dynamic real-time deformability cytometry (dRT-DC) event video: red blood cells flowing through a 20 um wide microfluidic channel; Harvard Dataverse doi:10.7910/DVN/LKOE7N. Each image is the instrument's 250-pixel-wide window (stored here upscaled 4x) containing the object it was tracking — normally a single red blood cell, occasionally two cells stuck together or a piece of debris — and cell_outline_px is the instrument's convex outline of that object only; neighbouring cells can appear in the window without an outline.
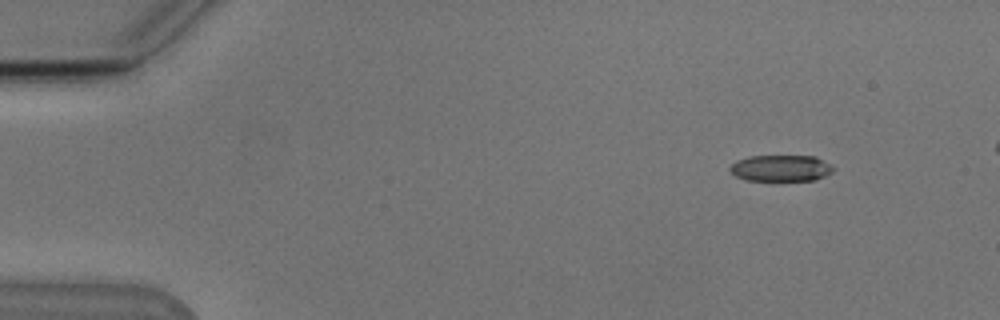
{"species": "Egyptian fruit bat (a non-hibernating species)", "species_latin": "Rousettus aegyptiacus", "temperature_condition": "cold", "stored_images_in_passage": 47, "camera_frame_rate_fps": 3000, "um_per_image_px": 0.085, "animal": {"sex": "male"}, "frame": {"image": 1, "passage_image": 1, "time_ms": 0.0, "image_size_px": [1000, 320], "cell_outline_px": [[836, 168], [832, 172], [816, 180], [744, 180], [736, 176], [728, 168], [736, 160], [748, 156], [816, 156]], "centroid_in_image_um": [66.38, 14.29], "position_along_channel_um": 18.6, "area_um2": 15.9}}
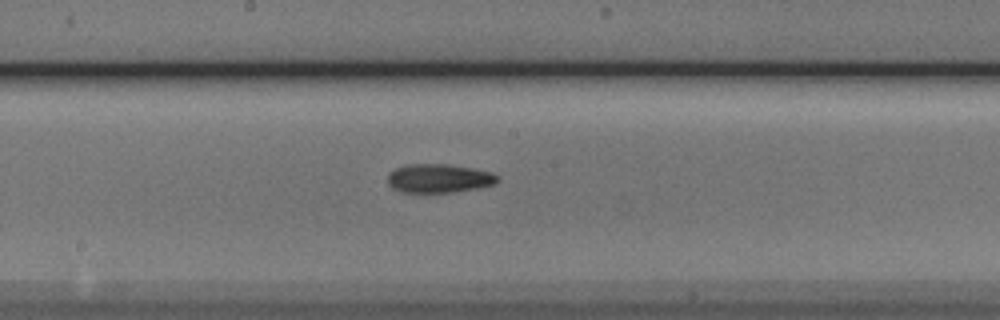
{"frame": {"image": 2, "passage_image": 24, "time_ms": 7.667, "image_size_px": [1000, 320], "cell_outline_px": [[500, 180], [496, 184], [476, 188], [452, 192], [400, 192], [392, 188], [388, 184], [388, 172], [404, 164], [448, 164], [472, 168], [492, 172], [500, 176]], "centroid_in_image_um": [37.31, 15.15], "position_along_channel_um": 210.9, "area_um2": 18.61}}
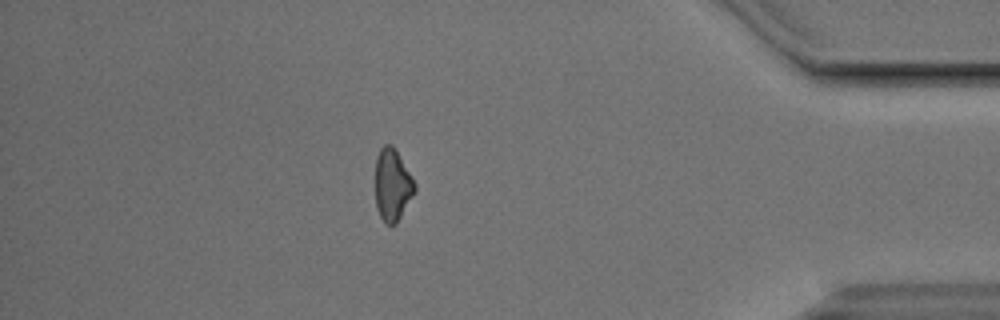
{"frame": {"image": 3, "passage_image": 42, "time_ms": 13.667, "image_size_px": [1000, 320], "cell_outline_px": [[416, 192], [396, 224], [388, 224], [380, 216], [376, 208], [376, 156], [380, 148], [384, 144], [392, 144], [416, 184]], "centroid_in_image_um": [33.36, 15.72], "position_along_channel_um": 401.8, "area_um2": 16.47}}